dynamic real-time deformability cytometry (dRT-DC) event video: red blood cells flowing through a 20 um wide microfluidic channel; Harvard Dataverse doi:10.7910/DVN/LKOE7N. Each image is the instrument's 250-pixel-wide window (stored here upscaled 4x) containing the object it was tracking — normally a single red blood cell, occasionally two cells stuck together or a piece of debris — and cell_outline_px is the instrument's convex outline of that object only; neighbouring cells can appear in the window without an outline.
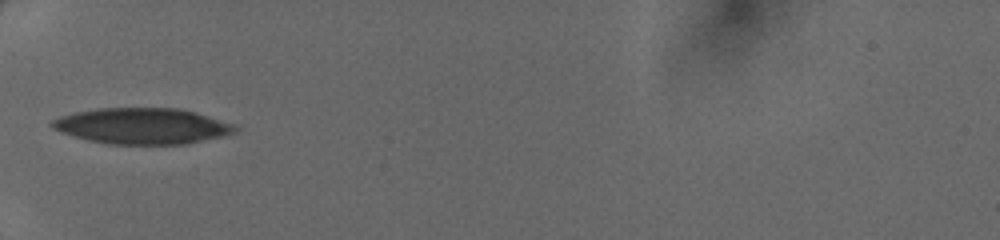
{"species": "human", "species_latin": "Homo sapiens", "temperature_condition": "cold", "stored_images_in_passage": 21, "camera_frame_rate_fps": 3000, "um_per_image_px": 0.085, "donor": {"sex": "female"}, "frame": {"image": 1, "passage_image": 1, "time_ms": 0.0, "image_size_px": [1000, 240], "cell_outline_px": [[240, 128], [236, 132], [224, 136], [184, 144], [108, 144], [88, 140], [60, 132], [52, 128], [48, 124], [52, 120], [60, 116], [76, 112], [100, 108], [180, 108], [196, 112], [236, 124]], "centroid_in_image_um": [12.12, 10.71], "position_along_channel_um": 72.9, "area_um2": 38.61}}
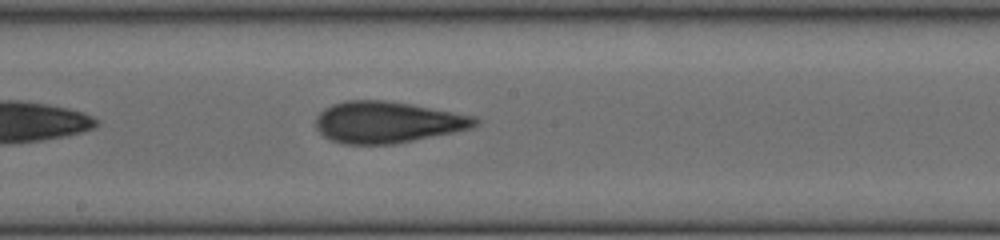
{"frame": {"image": 2, "passage_image": 11, "time_ms": 3.333, "image_size_px": [1000, 240], "cell_outline_px": [[480, 124], [472, 128], [392, 144], [344, 144], [332, 140], [324, 136], [316, 128], [316, 116], [324, 108], [332, 104], [344, 100], [384, 100], [408, 104], [476, 116], [480, 120]], "centroid_in_image_um": [32.91, 10.38], "position_along_channel_um": 215.3, "area_um2": 38.26}}
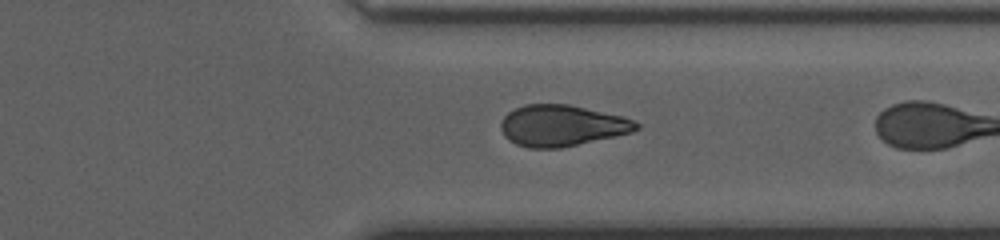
{"frame": {"image": 3, "passage_image": 19, "time_ms": 6.0, "image_size_px": [1000, 240], "cell_outline_px": [[640, 128], [632, 132], [616, 136], [560, 148], [528, 148], [516, 144], [508, 140], [504, 136], [500, 128], [500, 124], [504, 116], [508, 112], [524, 104], [568, 104], [624, 116], [640, 124]], "centroid_in_image_um": [47.75, 10.68], "position_along_channel_um": 363.7, "area_um2": 32.66}}